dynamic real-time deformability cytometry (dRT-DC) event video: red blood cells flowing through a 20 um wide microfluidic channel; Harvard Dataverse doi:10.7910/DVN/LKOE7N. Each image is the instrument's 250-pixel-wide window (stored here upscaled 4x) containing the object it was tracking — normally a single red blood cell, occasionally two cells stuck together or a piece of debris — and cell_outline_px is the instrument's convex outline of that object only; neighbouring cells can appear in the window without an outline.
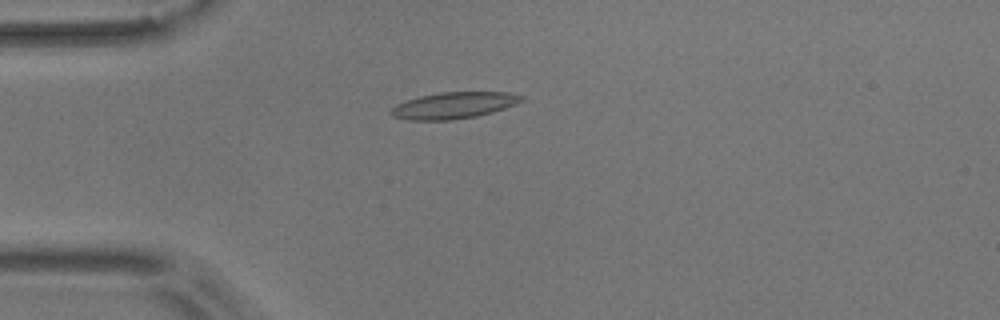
{"species": "common noctule bat (a hibernating species)", "species_latin": "Nyctalus noctula", "temperature_condition": "room temperature", "stored_images_in_passage": 7, "camera_frame_rate_fps": 3000, "um_per_image_px": 0.085, "animal": {"sex": "male", "body_mass_g": 17.9}, "frame": {"image": 1, "passage_image": 5, "time_ms": 4.667, "image_size_px": [1000, 320], "cell_outline_px": [[524, 100], [516, 104], [492, 112], [476, 116], [452, 120], [408, 120], [392, 116], [392, 108], [396, 104], [420, 96], [440, 92], [508, 92], [524, 96]], "centroid_in_image_um": [38.6, 8.95], "position_along_channel_um": 46.4, "area_um2": 20.0}}
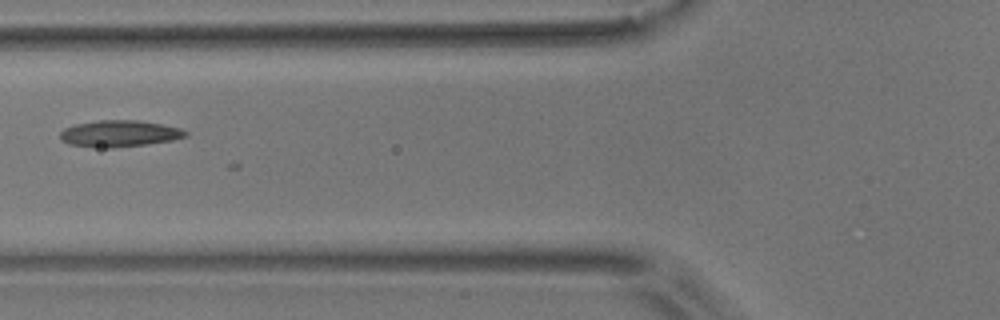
{"frame": {"image": 2, "passage_image": 7, "time_ms": 7.0, "image_size_px": [1000, 320], "cell_outline_px": [[188, 136], [172, 140], [144, 144], [112, 148], [100, 148], [68, 144], [60, 140], [60, 132], [64, 128], [76, 124], [100, 120], [140, 120], [180, 128], [188, 132]], "centroid_in_image_um": [10.12, 11.35], "position_along_channel_um": 115.7, "area_um2": 19.36}}